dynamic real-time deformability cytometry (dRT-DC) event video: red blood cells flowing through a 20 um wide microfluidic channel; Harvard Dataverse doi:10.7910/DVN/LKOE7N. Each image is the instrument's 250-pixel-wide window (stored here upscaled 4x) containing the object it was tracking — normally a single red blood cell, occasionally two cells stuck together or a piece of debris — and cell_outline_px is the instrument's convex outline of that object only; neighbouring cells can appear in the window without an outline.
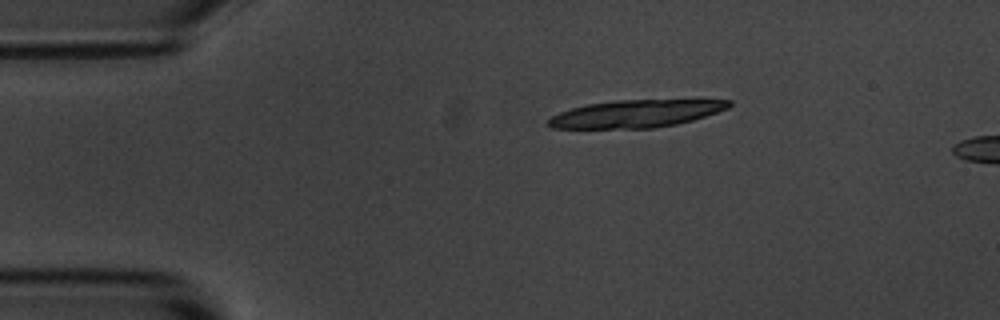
{"species": "common noctule bat (a hibernating species)", "species_latin": "Nyctalus noctula", "temperature_condition": "room temperature", "stored_images_in_passage": 2, "camera_frame_rate_fps": 3000, "um_per_image_px": 0.085, "animal": {"sex": "male", "body_mass_g": 20.1, "forearm_length_mm": 53.5}, "frame": {"image": 1, "passage_image": 1, "time_ms": 0.0, "image_size_px": [1000, 320], "cell_outline_px": [[732, 104], [728, 108], [692, 120], [676, 124], [652, 128], [552, 128], [548, 124], [548, 120], [552, 116], [560, 112], [572, 108], [588, 104], [616, 100], [732, 100]], "centroid_in_image_um": [54.05, 9.66], "position_along_channel_um": 31.0, "area_um2": 28.55}}